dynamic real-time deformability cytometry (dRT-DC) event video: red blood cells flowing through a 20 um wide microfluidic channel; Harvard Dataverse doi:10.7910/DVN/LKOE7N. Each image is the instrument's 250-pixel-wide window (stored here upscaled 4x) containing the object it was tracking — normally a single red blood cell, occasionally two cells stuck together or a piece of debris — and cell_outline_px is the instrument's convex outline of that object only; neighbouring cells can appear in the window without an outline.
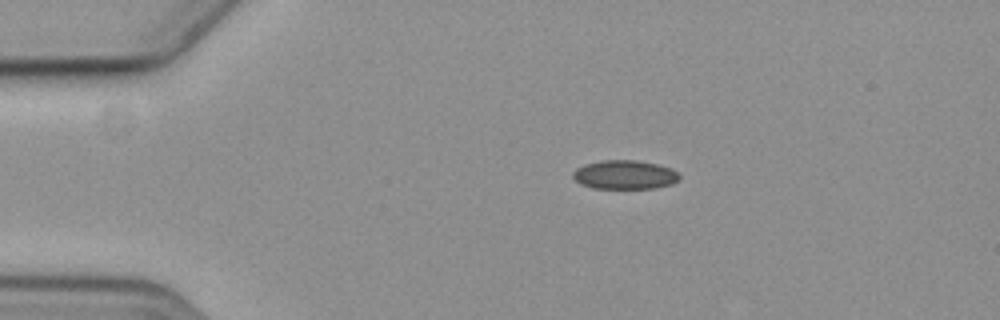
{"species": "common noctule bat (a hibernating species)", "species_latin": "Nyctalus noctula", "temperature_condition": "cold", "stored_images_in_passage": 3, "camera_frame_rate_fps": 3000, "um_per_image_px": 0.085, "animal": {"sex": "female", "body_mass_g": 19.3, "forearm_length_mm": 54.1}, "frame": {"image": 1, "passage_image": 1, "time_ms": 0.0, "image_size_px": [1000, 320], "cell_outline_px": [[680, 180], [672, 184], [656, 188], [596, 188], [584, 184], [576, 180], [572, 176], [572, 172], [576, 168], [584, 164], [600, 160], [636, 160], [656, 164], [672, 168], [680, 172]], "centroid_in_image_um": [53.15, 14.84], "position_along_channel_um": 31.8, "area_um2": 18.03}}
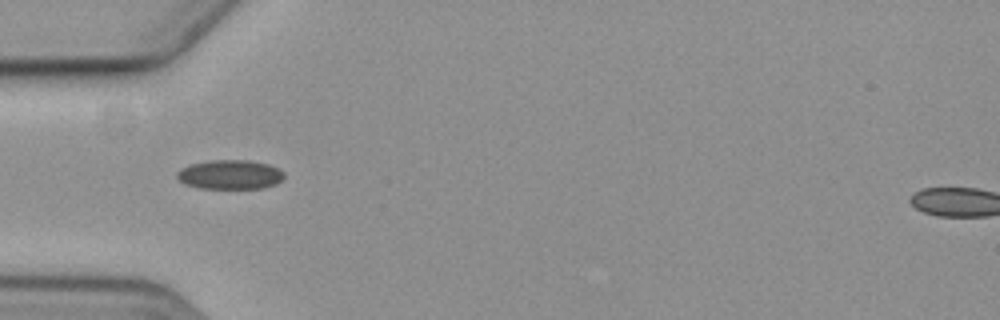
{"frame": {"image": 2, "passage_image": 3, "time_ms": 2.333, "image_size_px": [1000, 320], "cell_outline_px": [[284, 176], [276, 184], [264, 188], [200, 188], [184, 184], [176, 176], [176, 172], [180, 168], [192, 164], [212, 160], [248, 160], [268, 164], [284, 172]], "centroid_in_image_um": [19.53, 14.84], "position_along_channel_um": 65.5, "area_um2": 18.21}}